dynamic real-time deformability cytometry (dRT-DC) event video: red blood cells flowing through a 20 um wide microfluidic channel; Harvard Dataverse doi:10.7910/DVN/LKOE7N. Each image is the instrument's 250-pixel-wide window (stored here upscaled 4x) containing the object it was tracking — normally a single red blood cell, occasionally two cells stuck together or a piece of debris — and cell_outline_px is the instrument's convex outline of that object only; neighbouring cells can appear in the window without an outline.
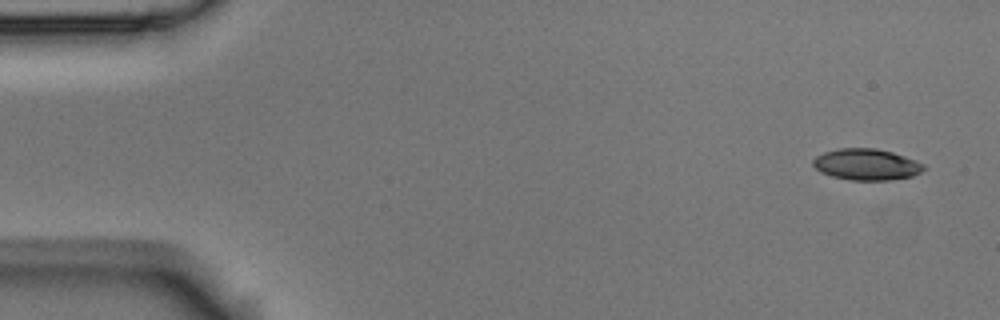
{"species": "Egyptian fruit bat (a non-hibernating species)", "species_latin": "Rousettus aegyptiacus", "temperature_condition": "room temperature", "stored_images_in_passage": 5, "camera_frame_rate_fps": 3000, "um_per_image_px": 0.085, "animal": {"sex": "male"}, "frame": {"image": 1, "passage_image": 1, "time_ms": 0.0, "image_size_px": [1000, 320], "cell_outline_px": [[924, 168], [920, 172], [912, 176], [892, 180], [848, 180], [832, 176], [820, 172], [812, 164], [812, 160], [816, 156], [824, 152], [840, 148], [876, 148], [892, 152], [904, 156], [924, 164]], "centroid_in_image_um": [73.62, 13.98], "position_along_channel_um": 11.4, "area_um2": 20.17}}